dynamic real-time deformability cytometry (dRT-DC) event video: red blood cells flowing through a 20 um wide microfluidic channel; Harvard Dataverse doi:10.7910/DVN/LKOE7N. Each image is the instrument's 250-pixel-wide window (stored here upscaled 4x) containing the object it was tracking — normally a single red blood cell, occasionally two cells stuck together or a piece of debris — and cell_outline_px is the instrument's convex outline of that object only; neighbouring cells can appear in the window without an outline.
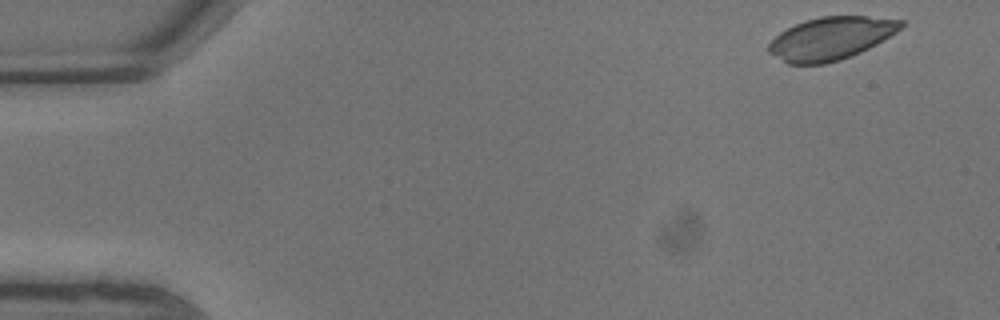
{"species": "common noctule bat (a hibernating species)", "species_latin": "Nyctalus noctula", "temperature_condition": "warm", "stored_images_in_passage": 7, "camera_frame_rate_fps": 3000, "um_per_image_px": 0.085, "animal": {"sex": "male", "body_mass_g": 13.3}, "frame": {"image": 1, "passage_image": 1, "time_ms": 0.0, "image_size_px": [1000, 320], "cell_outline_px": [[904, 24], [896, 32], [876, 44], [852, 56], [840, 60], [824, 64], [788, 64], [768, 52], [768, 44], [780, 32], [804, 20], [820, 16], [868, 16], [904, 20]], "centroid_in_image_um": [70.62, 3.26], "position_along_channel_um": 14.4, "area_um2": 32.89}}
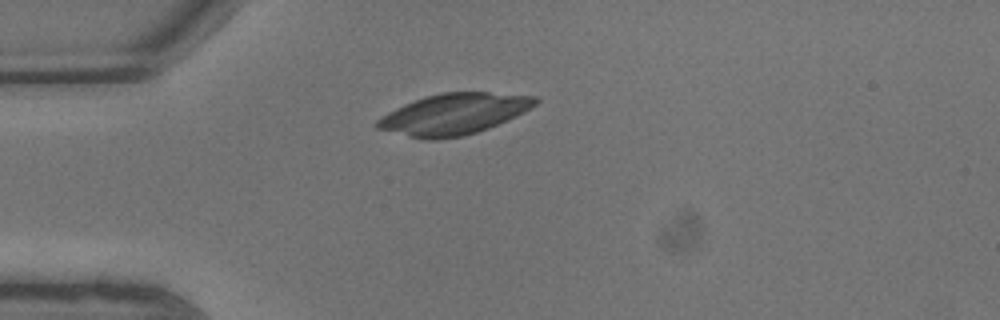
{"frame": {"image": 2, "passage_image": 5, "time_ms": 1.333, "image_size_px": [1000, 320], "cell_outline_px": [[540, 100], [532, 108], [516, 116], [488, 128], [464, 136], [436, 140], [428, 140], [408, 136], [376, 128], [372, 124], [380, 116], [404, 104], [440, 92], [488, 92], [536, 96]], "centroid_in_image_um": [38.57, 9.7], "position_along_channel_um": 46.4, "area_um2": 37.8}}
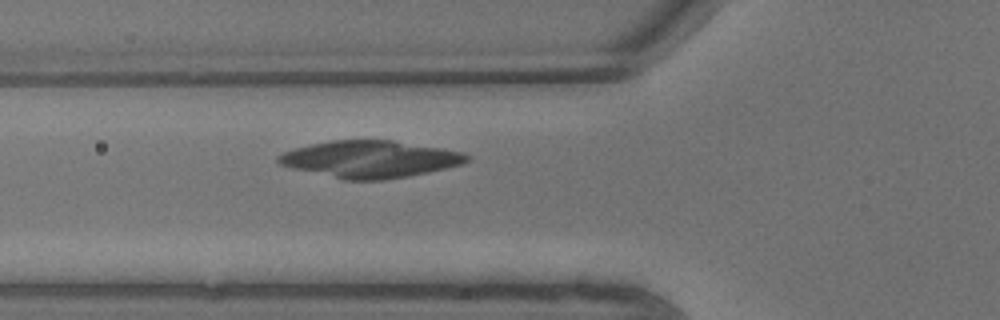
{"frame": {"image": 3, "passage_image": 7, "time_ms": 2.0, "image_size_px": [1000, 320], "cell_outline_px": [[472, 156], [464, 164], [428, 172], [408, 176], [384, 180], [344, 180], [292, 168], [280, 164], [276, 160], [276, 156], [284, 152], [296, 148], [312, 144], [332, 140], [392, 140], [464, 152]], "centroid_in_image_um": [31.47, 13.53], "position_along_channel_um": 94.3, "area_um2": 40.58}}